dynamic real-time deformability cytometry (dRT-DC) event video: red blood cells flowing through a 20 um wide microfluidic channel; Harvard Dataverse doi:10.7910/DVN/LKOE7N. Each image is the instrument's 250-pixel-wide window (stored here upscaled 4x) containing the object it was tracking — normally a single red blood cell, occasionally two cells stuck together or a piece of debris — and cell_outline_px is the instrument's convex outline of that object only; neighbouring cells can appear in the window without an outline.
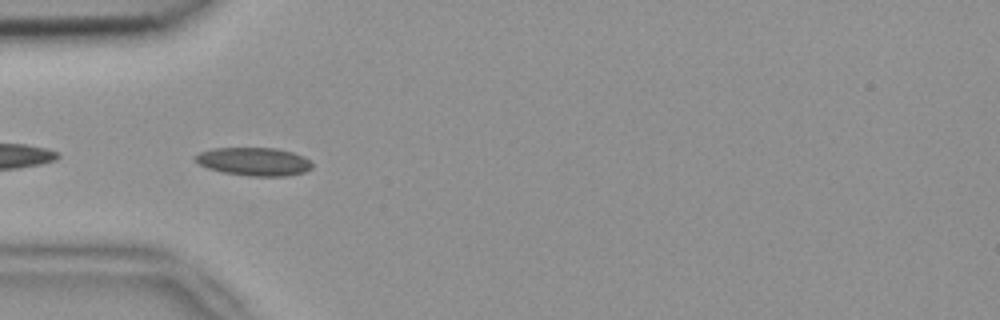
{"species": "common noctule bat (a hibernating species)", "species_latin": "Nyctalus noctula", "temperature_condition": "room temperature", "stored_images_in_passage": 3, "camera_frame_rate_fps": 3000, "um_per_image_px": 0.085, "animal": {"sex": "female", "body_mass_g": 18.4}, "frame": {"image": 1, "passage_image": 1, "time_ms": 0.0, "image_size_px": [1000, 320], "cell_outline_px": [[312, 168], [304, 172], [288, 176], [248, 176], [224, 172], [208, 168], [196, 164], [192, 160], [192, 156], [200, 152], [212, 148], [276, 148], [292, 152], [304, 156], [312, 164]], "centroid_in_image_um": [21.53, 13.73], "position_along_channel_um": 63.5, "area_um2": 19.42}}